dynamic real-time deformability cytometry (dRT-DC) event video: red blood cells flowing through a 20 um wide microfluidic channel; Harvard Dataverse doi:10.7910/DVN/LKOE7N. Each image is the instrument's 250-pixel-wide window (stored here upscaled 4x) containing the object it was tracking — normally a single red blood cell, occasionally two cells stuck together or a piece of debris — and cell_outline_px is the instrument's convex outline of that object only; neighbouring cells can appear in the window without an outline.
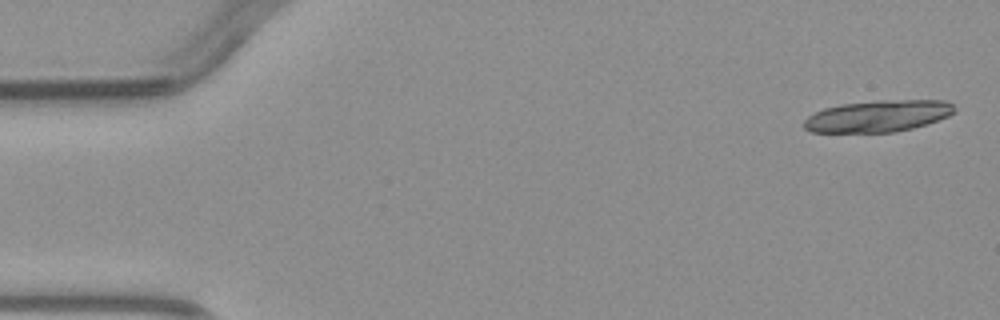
{"species": "common noctule bat (a hibernating species)", "species_latin": "Nyctalus noctula", "temperature_condition": "warm", "stored_images_in_passage": 6, "camera_frame_rate_fps": 3000, "um_per_image_px": 0.085, "animal": {"sex": "male", "body_mass_g": 23.1, "forearm_length_mm": 52.7}, "frame": {"image": 1, "passage_image": 1, "time_ms": 0.0, "image_size_px": [1000, 320], "cell_outline_px": [[956, 112], [948, 116], [928, 124], [896, 132], [812, 132], [804, 128], [804, 120], [808, 116], [824, 108], [840, 104], [876, 100], [944, 100], [952, 104], [956, 108]], "centroid_in_image_um": [74.66, 9.86], "position_along_channel_um": 10.3, "area_um2": 27.92}}
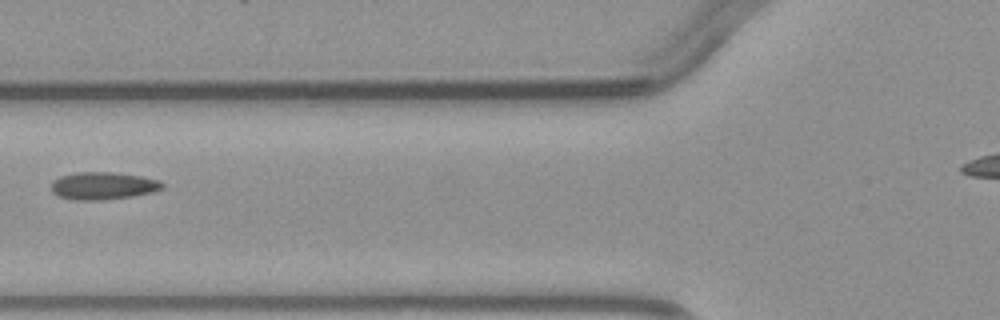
{"frame": {"image": 2, "passage_image": 6, "time_ms": 5.667, "image_size_px": [1000, 320], "cell_outline_px": [[164, 188], [152, 192], [132, 196], [100, 200], [76, 200], [60, 196], [52, 192], [52, 180], [60, 176], [80, 172], [112, 172], [140, 176], [160, 180], [164, 184]], "centroid_in_image_um": [8.77, 15.79], "position_along_channel_um": 117.0, "area_um2": 17.69}}